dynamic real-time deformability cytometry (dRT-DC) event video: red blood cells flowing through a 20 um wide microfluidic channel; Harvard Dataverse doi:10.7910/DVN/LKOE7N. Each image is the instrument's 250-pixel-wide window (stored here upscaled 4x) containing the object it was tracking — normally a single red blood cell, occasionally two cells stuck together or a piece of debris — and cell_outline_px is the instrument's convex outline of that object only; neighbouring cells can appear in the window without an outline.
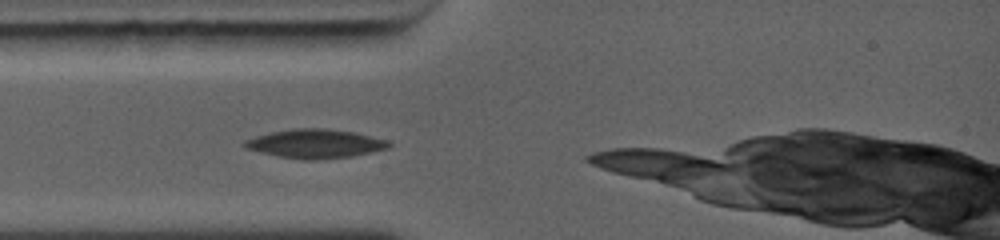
{"species": "common noctule bat (a hibernating species)", "species_latin": "Nyctalus noctula", "temperature_condition": "warm", "stored_images_in_passage": 6, "camera_frame_rate_fps": 5000, "um_per_image_px": 0.085, "animal": {"sex": "female", "body_mass_g": 19.0, "forearm_length_mm": 56.7}, "frame": {"image": 1, "passage_image": 1, "time_ms": 0.0, "image_size_px": [1000, 240], "cell_outline_px": [[392, 144], [388, 148], [352, 156], [316, 160], [304, 160], [280, 156], [248, 148], [244, 144], [244, 140], [256, 136], [272, 132], [292, 128], [328, 128], [352, 132], [384, 140]], "centroid_in_image_um": [26.8, 12.21], "position_along_channel_um": 58.2, "area_um2": 23.76}}
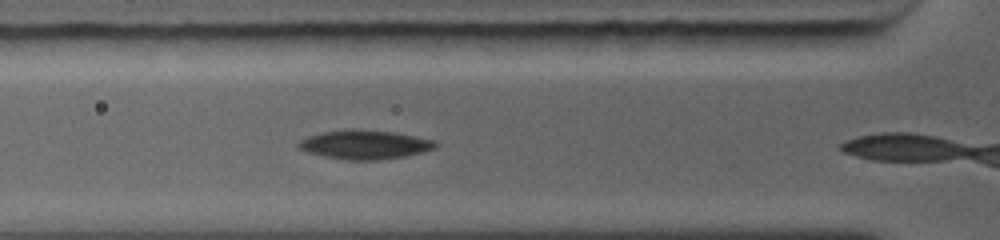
{"frame": {"image": 2, "passage_image": 5, "time_ms": 0.8, "image_size_px": [1000, 240], "cell_outline_px": [[436, 144], [432, 148], [420, 152], [404, 156], [376, 160], [348, 160], [328, 156], [312, 152], [300, 148], [296, 144], [300, 140], [308, 136], [324, 132], [344, 128], [360, 128], [392, 132], [432, 140]], "centroid_in_image_um": [30.95, 12.26], "position_along_channel_um": 94.8, "area_um2": 22.6}}